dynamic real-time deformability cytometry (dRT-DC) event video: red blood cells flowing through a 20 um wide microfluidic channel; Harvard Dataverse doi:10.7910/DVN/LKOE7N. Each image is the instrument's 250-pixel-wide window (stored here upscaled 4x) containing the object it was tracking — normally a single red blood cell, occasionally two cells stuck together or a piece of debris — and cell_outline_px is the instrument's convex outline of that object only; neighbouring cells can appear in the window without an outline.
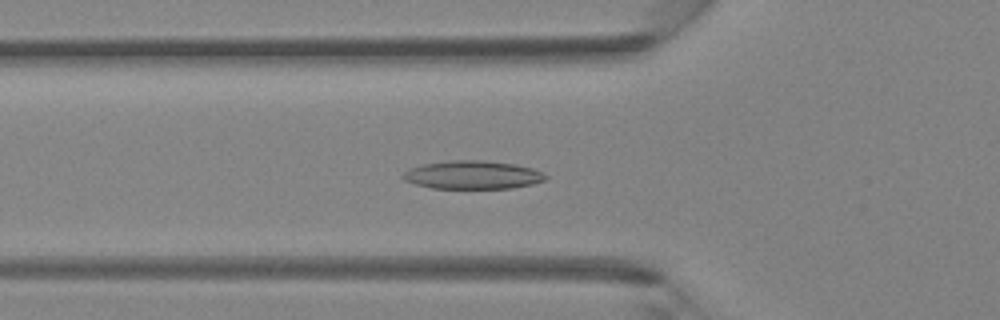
{"species": "Egyptian fruit bat (a non-hibernating species)", "species_latin": "Rousettus aegyptiacus", "temperature_condition": "room temperature", "stored_images_in_passage": 42, "camera_frame_rate_fps": 3000, "um_per_image_px": 0.085, "animal": {"sex": "female"}, "frame": {"image": 1, "passage_image": 14, "time_ms": 4.333, "image_size_px": [1000, 320], "cell_outline_px": [[548, 176], [544, 180], [532, 184], [512, 188], [432, 188], [416, 184], [404, 180], [400, 176], [408, 168], [424, 164], [448, 160], [484, 160], [516, 164], [532, 168], [544, 172]], "centroid_in_image_um": [40.17, 14.86], "position_along_channel_um": 85.6, "area_um2": 23.64}}
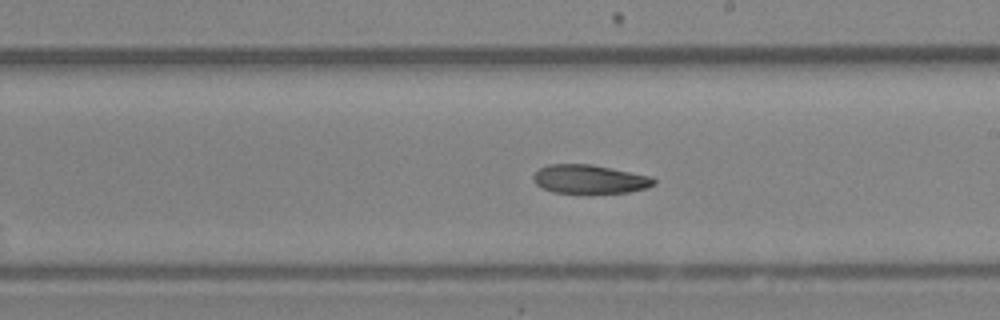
{"frame": {"image": 2, "passage_image": 24, "time_ms": 7.667, "image_size_px": [1000, 320], "cell_outline_px": [[656, 184], [648, 188], [628, 192], [592, 196], [552, 192], [540, 188], [532, 180], [532, 176], [540, 168], [548, 164], [592, 164], [652, 176], [656, 180]], "centroid_in_image_um": [50.12, 15.28], "position_along_channel_um": 238.9, "area_um2": 21.33}}
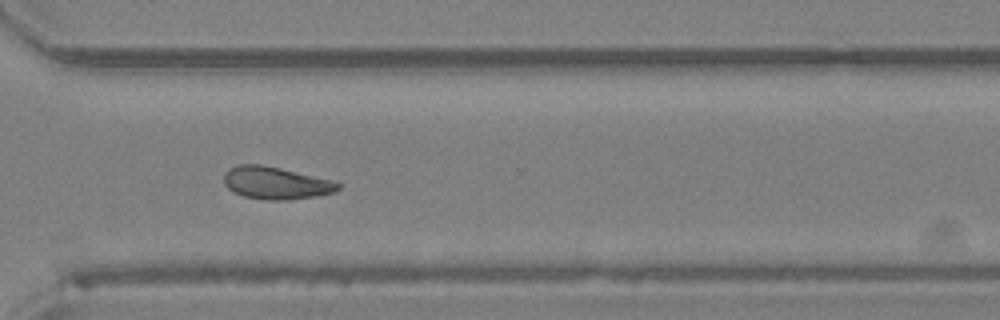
{"frame": {"image": 3, "passage_image": 31, "time_ms": 10.0, "image_size_px": [1000, 320], "cell_outline_px": [[340, 188], [332, 192], [316, 196], [288, 200], [268, 200], [244, 196], [228, 188], [224, 184], [224, 172], [228, 168], [240, 164], [260, 164], [280, 168], [332, 180], [340, 184]], "centroid_in_image_um": [23.42, 15.54], "position_along_channel_um": 347.2, "area_um2": 21.39}}